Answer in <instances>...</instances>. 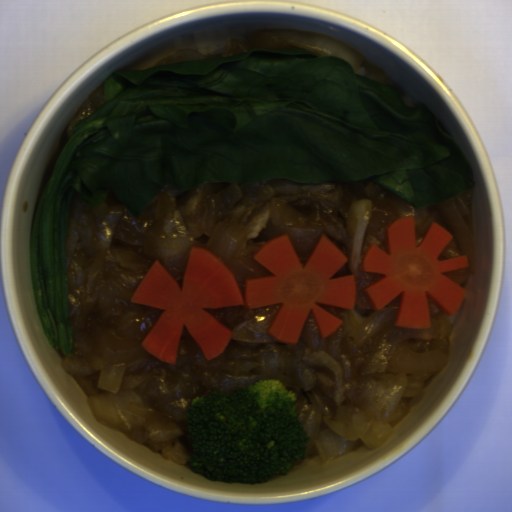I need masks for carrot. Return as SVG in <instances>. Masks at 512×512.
Segmentation results:
<instances>
[{"instance_id":"obj_1","label":"carrot","mask_w":512,"mask_h":512,"mask_svg":"<svg viewBox=\"0 0 512 512\" xmlns=\"http://www.w3.org/2000/svg\"><path fill=\"white\" fill-rule=\"evenodd\" d=\"M253 256L273 276L245 280L244 297L231 269L199 246L190 249L182 288L159 260L153 262L130 298V303L162 312L142 348L158 361L176 365L185 326L206 360H214L228 348L233 333L206 309L279 307L267 336L284 345H297L310 313L321 339L337 332L344 321L321 306L354 310L355 275L331 279L349 257L326 235L305 265L287 232Z\"/></svg>"},{"instance_id":"obj_2","label":"carrot","mask_w":512,"mask_h":512,"mask_svg":"<svg viewBox=\"0 0 512 512\" xmlns=\"http://www.w3.org/2000/svg\"><path fill=\"white\" fill-rule=\"evenodd\" d=\"M385 232L388 252L371 242L359 268L383 276L363 290L372 308L399 297L394 326L425 330L432 326L429 300L447 316L458 313L466 290L442 272L468 268V255L439 260L453 235L435 222L417 246L415 216L399 217Z\"/></svg>"}]
</instances>
